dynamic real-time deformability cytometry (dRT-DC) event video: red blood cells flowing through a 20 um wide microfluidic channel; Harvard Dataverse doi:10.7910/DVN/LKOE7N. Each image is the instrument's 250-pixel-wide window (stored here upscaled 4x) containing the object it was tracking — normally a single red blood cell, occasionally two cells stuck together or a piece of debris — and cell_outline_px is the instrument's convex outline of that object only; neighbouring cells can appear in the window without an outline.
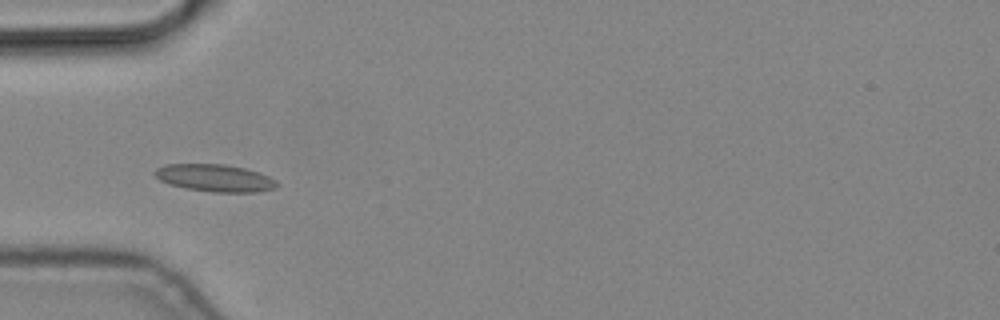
{"species": "common noctule bat (a hibernating species)", "species_latin": "Nyctalus noctula", "temperature_condition": "cold", "stored_images_in_passage": 13, "camera_frame_rate_fps": 3000, "um_per_image_px": 0.085, "animal": {"sex": "male", "body_mass_g": 19.2, "forearm_length_mm": 51.8}, "frame": {"image": 1, "passage_image": 4, "time_ms": 1.0, "image_size_px": [1000, 320], "cell_outline_px": [[280, 184], [276, 188], [256, 192], [212, 192], [188, 188], [168, 184], [160, 180], [152, 172], [156, 168], [164, 164], [224, 164], [244, 168], [268, 176], [276, 180]], "centroid_in_image_um": [18.25, 15.12], "position_along_channel_um": 66.7, "area_um2": 19.42}}
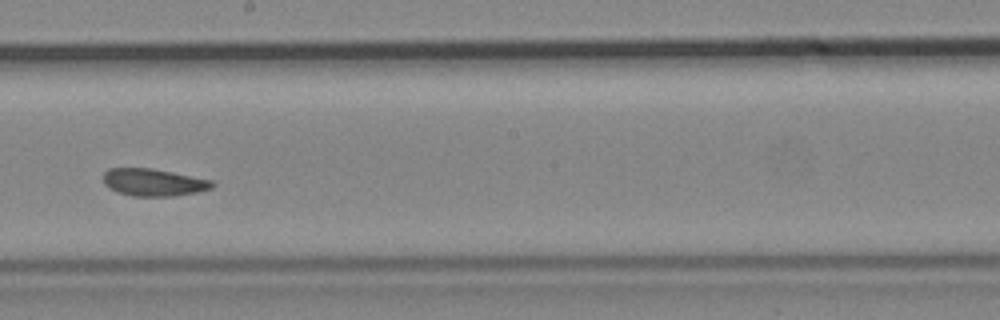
{"frame": {"image": 2, "passage_image": 8, "time_ms": 2.333, "image_size_px": [1000, 320], "cell_outline_px": [[216, 184], [212, 188], [196, 192], [172, 196], [132, 196], [108, 188], [104, 184], [104, 172], [108, 168], [152, 168], [212, 180]], "centroid_in_image_um": [13.05, 15.49], "position_along_channel_um": 235.2, "area_um2": 17.28}}
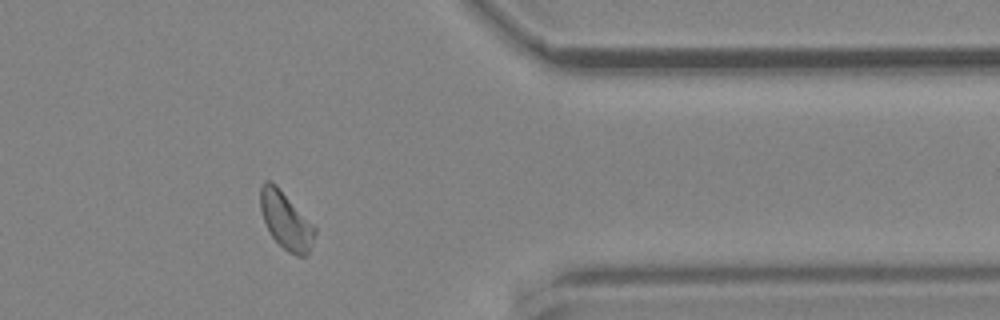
{"frame": {"image": 3, "passage_image": 12, "time_ms": 3.667, "image_size_px": [1000, 320], "cell_outline_px": [[316, 232], [308, 252], [304, 256], [296, 256], [288, 252], [272, 236], [264, 220], [260, 208], [260, 188], [264, 180], [268, 180], [276, 184], [316, 228]], "centroid_in_image_um": [24.28, 18.72], "position_along_channel_um": 387.1, "area_um2": 17.8}}